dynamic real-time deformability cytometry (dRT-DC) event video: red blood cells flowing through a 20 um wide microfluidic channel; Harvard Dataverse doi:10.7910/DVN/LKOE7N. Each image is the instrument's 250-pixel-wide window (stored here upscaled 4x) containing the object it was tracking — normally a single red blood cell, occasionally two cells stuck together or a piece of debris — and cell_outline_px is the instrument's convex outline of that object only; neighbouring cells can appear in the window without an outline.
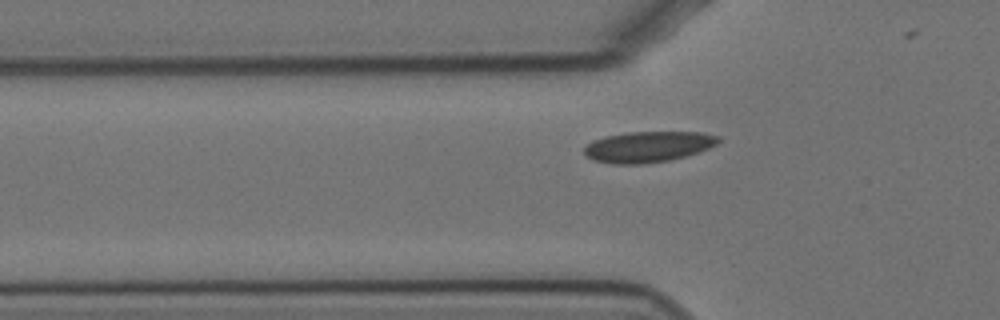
{"species": "Egyptian fruit bat (a non-hibernating species)", "species_latin": "Rousettus aegyptiacus", "temperature_condition": "cold", "stored_images_in_passage": 36, "camera_frame_rate_fps": 3000, "um_per_image_px": 0.085, "animal": {"sex": "female"}, "frame": {"image": 1, "passage_image": 4, "time_ms": 1.0, "image_size_px": [1000, 320], "cell_outline_px": [[720, 140], [716, 144], [700, 152], [668, 160], [644, 164], [612, 164], [592, 160], [584, 152], [584, 148], [592, 140], [604, 136], [628, 132], [700, 132], [720, 136]], "centroid_in_image_um": [55.07, 12.47], "position_along_channel_um": 70.7, "area_um2": 24.16}}
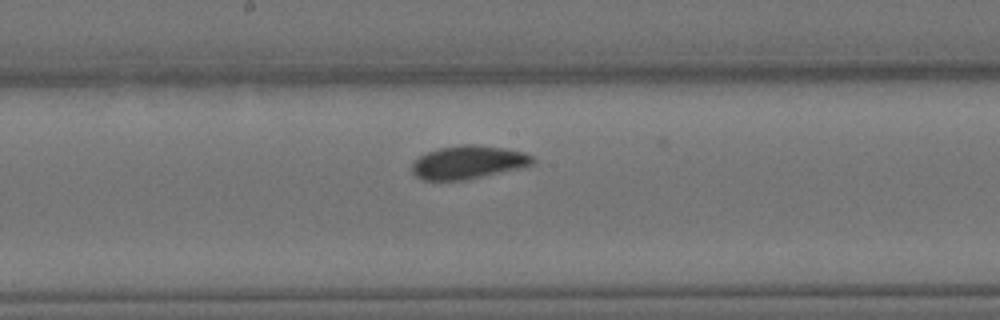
{"frame": {"image": 2, "passage_image": 16, "time_ms": 5.0, "image_size_px": [1000, 320], "cell_outline_px": [[536, 160], [532, 164], [524, 168], [468, 180], [420, 180], [412, 172], [412, 164], [420, 156], [428, 152], [440, 148], [464, 144], [476, 144], [504, 148], [524, 152], [532, 156]], "centroid_in_image_um": [39.84, 13.81], "position_along_channel_um": 208.4, "area_um2": 23.64}}
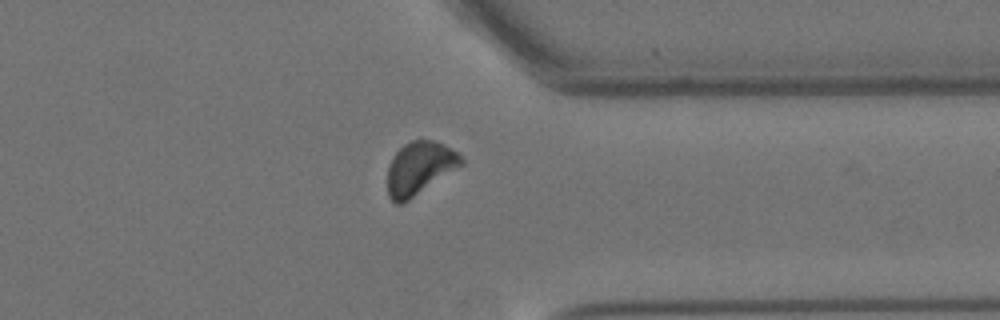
{"frame": {"image": 3, "passage_image": 31, "time_ms": 10.0, "image_size_px": [1000, 320], "cell_outline_px": [[464, 164], [408, 200], [400, 204], [396, 204], [388, 196], [388, 168], [392, 156], [404, 144], [412, 140], [432, 140], [456, 152], [464, 160]], "centroid_in_image_um": [35.64, 14.3], "position_along_channel_um": 375.8, "area_um2": 22.31}}